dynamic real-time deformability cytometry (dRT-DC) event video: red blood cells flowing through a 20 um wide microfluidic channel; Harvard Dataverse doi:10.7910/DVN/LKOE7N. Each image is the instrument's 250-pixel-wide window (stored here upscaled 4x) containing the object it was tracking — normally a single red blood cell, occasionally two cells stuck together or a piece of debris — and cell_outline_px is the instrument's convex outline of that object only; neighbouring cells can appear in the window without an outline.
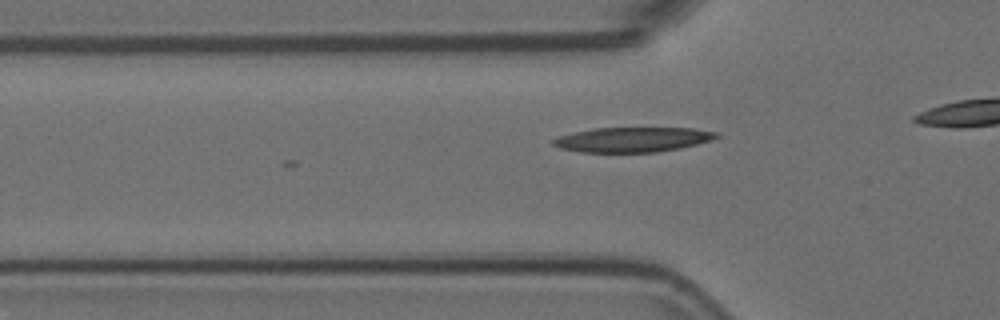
{"species": "Egyptian fruit bat (a non-hibernating species)", "species_latin": "Rousettus aegyptiacus", "temperature_condition": "room temperature", "stored_images_in_passage": 7, "camera_frame_rate_fps": 3000, "um_per_image_px": 0.085, "animal": {"sex": "female"}, "frame": {"image": 1, "passage_image": 3, "time_ms": 0.667, "image_size_px": [1000, 320], "cell_outline_px": [[720, 136], [712, 140], [680, 148], [656, 152], [580, 152], [560, 148], [552, 144], [552, 140], [556, 136], [596, 128], [692, 128], [716, 132]], "centroid_in_image_um": [53.76, 11.86], "position_along_channel_um": 72.0, "area_um2": 23.52}}
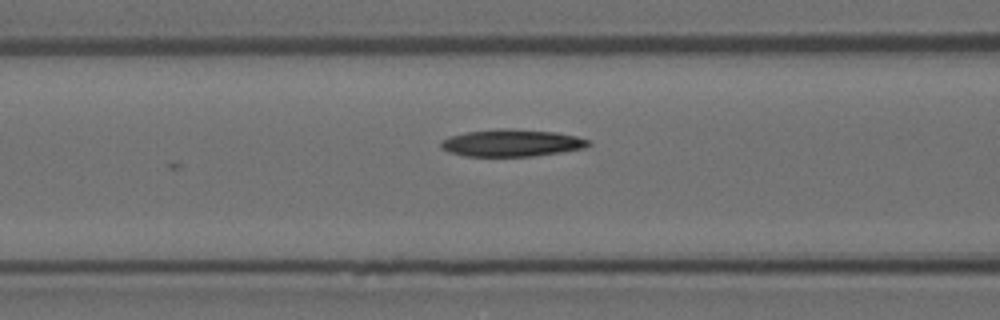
{"frame": {"image": 2, "passage_image": 7, "time_ms": 2.0, "image_size_px": [1000, 320], "cell_outline_px": [[592, 144], [584, 148], [560, 152], [532, 156], [464, 156], [448, 152], [440, 148], [440, 140], [452, 136], [468, 132], [504, 128], [508, 128], [556, 132], [576, 136], [588, 140]], "centroid_in_image_um": [43.48, 12.15], "position_along_channel_um": 123.1, "area_um2": 23.24}}